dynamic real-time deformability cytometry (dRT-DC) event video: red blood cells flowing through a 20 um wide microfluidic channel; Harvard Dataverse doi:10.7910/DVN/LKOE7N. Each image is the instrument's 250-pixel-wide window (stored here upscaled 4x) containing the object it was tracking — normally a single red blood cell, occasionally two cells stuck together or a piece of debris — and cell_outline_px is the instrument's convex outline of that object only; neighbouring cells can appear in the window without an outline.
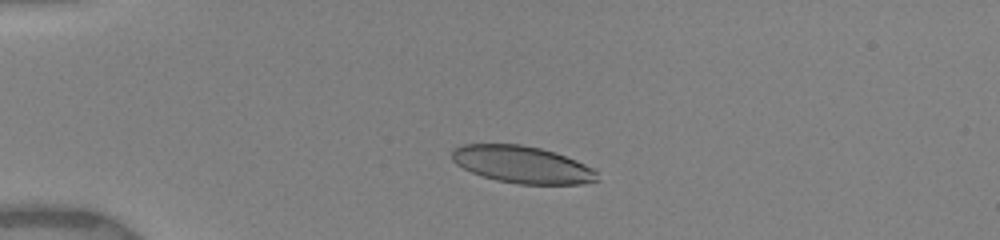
{"species": "human", "species_latin": "Homo sapiens", "temperature_condition": "warm", "stored_images_in_passage": 13, "camera_frame_rate_fps": 3000, "um_per_image_px": 0.085, "donor": {"sex": "female"}, "frame": {"image": 1, "passage_image": 8, "time_ms": 3.0, "image_size_px": [1000, 240], "cell_outline_px": [[600, 180], [580, 184], [516, 184], [496, 180], [472, 172], [456, 164], [452, 160], [452, 148], [460, 144], [520, 144], [540, 148], [576, 160], [592, 168], [596, 172]], "centroid_in_image_um": [44.36, 13.98], "position_along_channel_um": 40.6, "area_um2": 31.33}}